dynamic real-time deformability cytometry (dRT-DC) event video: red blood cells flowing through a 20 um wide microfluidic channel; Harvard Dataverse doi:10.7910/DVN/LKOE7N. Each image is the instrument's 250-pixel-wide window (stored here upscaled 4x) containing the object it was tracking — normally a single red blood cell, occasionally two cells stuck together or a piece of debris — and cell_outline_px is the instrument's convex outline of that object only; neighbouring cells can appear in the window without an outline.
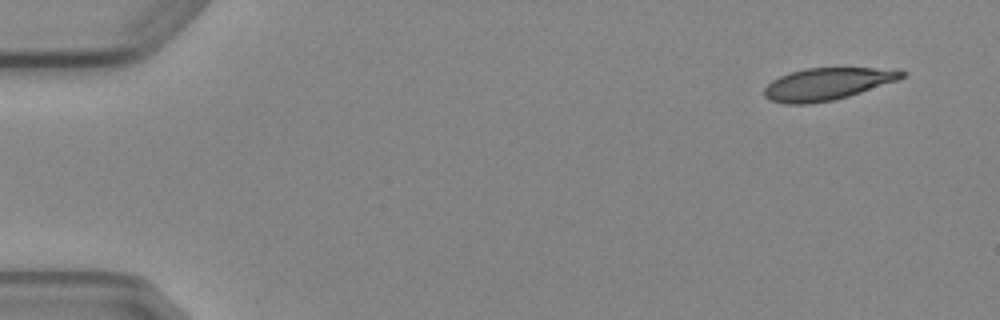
{"species": "Egyptian fruit bat (a non-hibernating species)", "species_latin": "Rousettus aegyptiacus", "temperature_condition": "cold", "stored_images_in_passage": 7, "camera_frame_rate_fps": 3000, "um_per_image_px": 0.085, "animal": {"sex": "female"}, "frame": {"image": 1, "passage_image": 1, "time_ms": 0.0, "image_size_px": [1000, 320], "cell_outline_px": [[908, 72], [904, 76], [896, 80], [848, 96], [832, 100], [812, 104], [784, 104], [768, 100], [764, 96], [764, 88], [772, 80], [780, 76], [804, 68], [900, 68]], "centroid_in_image_um": [70.31, 7.13], "position_along_channel_um": 14.7, "area_um2": 25.84}}
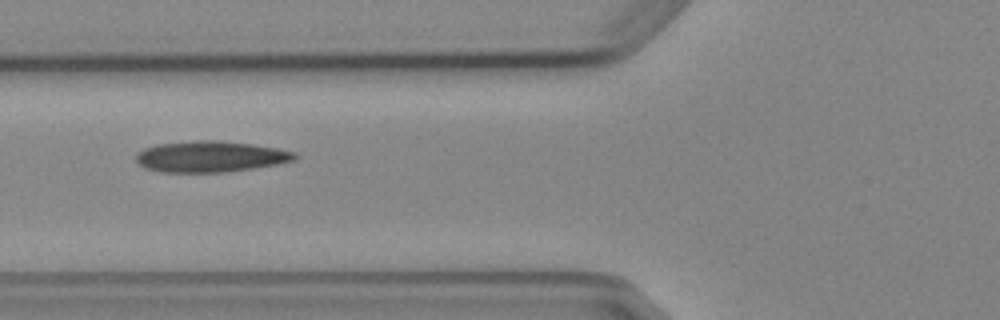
{"frame": {"image": 2, "passage_image": 6, "time_ms": 5.667, "image_size_px": [1000, 320], "cell_outline_px": [[300, 156], [296, 160], [276, 164], [252, 168], [224, 172], [160, 172], [144, 168], [136, 160], [136, 156], [144, 148], [156, 144], [196, 140], [220, 140], [252, 144], [276, 148], [296, 152]], "centroid_in_image_um": [17.9, 13.3], "position_along_channel_um": 107.9, "area_um2": 28.78}}
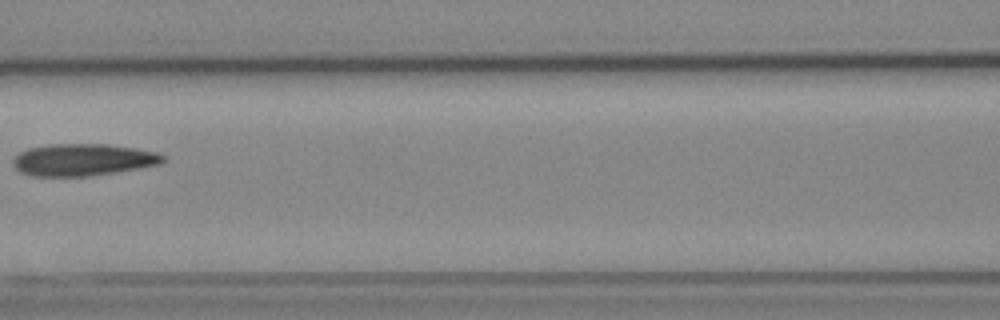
{"frame": {"image": 3, "passage_image": 7, "time_ms": 7.0, "image_size_px": [1000, 320], "cell_outline_px": [[168, 160], [160, 164], [116, 172], [88, 176], [32, 176], [20, 172], [12, 164], [12, 160], [20, 152], [28, 148], [48, 144], [108, 144], [136, 148], [156, 152], [164, 156]], "centroid_in_image_um": [7.05, 13.58], "position_along_channel_um": 159.5, "area_um2": 28.09}}